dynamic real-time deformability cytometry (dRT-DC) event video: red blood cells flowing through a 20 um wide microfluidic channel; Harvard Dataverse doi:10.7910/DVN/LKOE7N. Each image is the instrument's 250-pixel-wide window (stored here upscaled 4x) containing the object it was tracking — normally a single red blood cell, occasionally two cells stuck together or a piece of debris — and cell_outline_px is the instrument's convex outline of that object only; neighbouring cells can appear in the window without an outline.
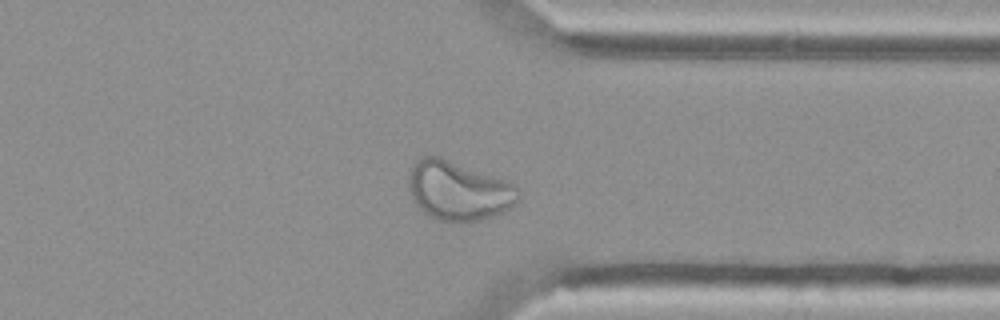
{"species": "Egyptian fruit bat (a non-hibernating species)", "species_latin": "Rousettus aegyptiacus", "temperature_condition": "cold", "stored_images_in_passage": 44, "camera_frame_rate_fps": 3000, "um_per_image_px": 0.085, "animal": {"sex": "female"}, "frame": {"image": 1, "passage_image": 32, "time_ms": 10.333, "image_size_px": [1000, 320], "cell_outline_px": [[520, 196], [504, 212], [496, 216], [480, 220], [436, 220], [424, 212], [416, 204], [408, 188], [408, 172], [412, 164], [420, 156], [440, 156], [508, 180], [520, 192]], "centroid_in_image_um": [38.94, 16.17], "position_along_channel_um": 372.5, "area_um2": 37.86}}
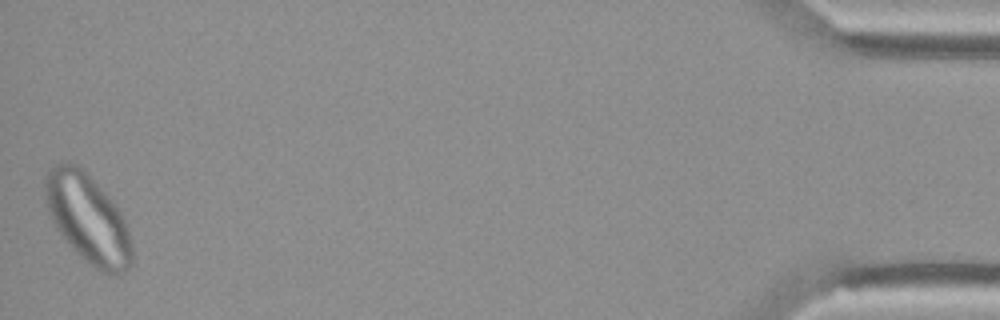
{"frame": {"image": 2, "passage_image": 44, "time_ms": 14.333, "image_size_px": [1000, 320], "cell_outline_px": [[132, 264], [124, 272], [116, 276], [100, 272], [84, 260], [72, 248], [56, 228], [48, 212], [44, 188], [44, 176], [48, 168], [60, 160], [68, 160], [76, 164], [108, 196], [124, 216], [128, 228], [132, 244]], "centroid_in_image_um": [7.46, 18.58], "position_along_channel_um": 427.7, "area_um2": 45.32}}